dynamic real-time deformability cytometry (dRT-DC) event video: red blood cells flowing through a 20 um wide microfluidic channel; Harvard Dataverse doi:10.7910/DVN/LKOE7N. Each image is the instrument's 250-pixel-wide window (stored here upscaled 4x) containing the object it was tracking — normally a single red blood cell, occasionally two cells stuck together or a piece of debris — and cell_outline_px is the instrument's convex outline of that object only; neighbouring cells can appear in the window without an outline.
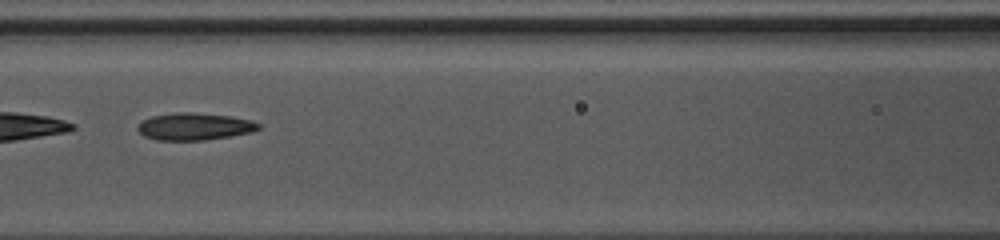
{"species": "common noctule bat (a hibernating species)", "species_latin": "Nyctalus noctula", "temperature_condition": "warm", "stored_images_in_passage": 33, "camera_frame_rate_fps": 3000, "um_per_image_px": 0.085, "animal": {"sex": "female", "body_mass_g": 10.0, "forearm_length_mm": 53.1}, "frame": {"image": 1, "passage_image": 19, "time_ms": 6.0, "image_size_px": [1000, 240], "cell_outline_px": [[260, 128], [252, 132], [232, 136], [204, 140], [156, 140], [144, 136], [136, 128], [140, 120], [152, 116], [176, 112], [192, 112], [232, 116], [252, 120], [260, 124]], "centroid_in_image_um": [16.52, 10.75], "position_along_channel_um": 150.1, "area_um2": 19.36}}